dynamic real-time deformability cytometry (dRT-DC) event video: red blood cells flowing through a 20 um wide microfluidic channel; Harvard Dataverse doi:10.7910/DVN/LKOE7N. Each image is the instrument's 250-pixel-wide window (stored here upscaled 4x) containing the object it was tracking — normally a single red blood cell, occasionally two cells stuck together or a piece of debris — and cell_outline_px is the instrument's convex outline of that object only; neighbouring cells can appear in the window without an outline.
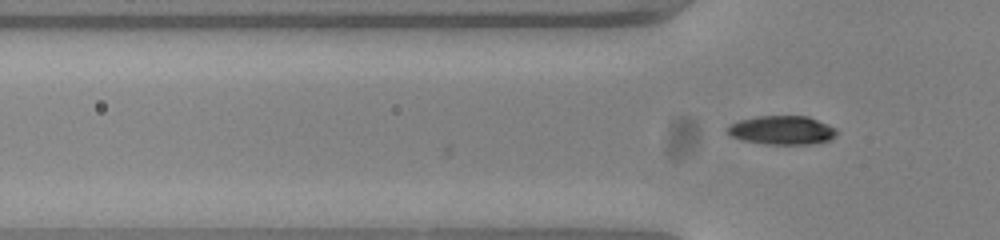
{"species": "common noctule bat (a hibernating species)", "species_latin": "Nyctalus noctula", "temperature_condition": "warm", "stored_images_in_passage": 2, "camera_frame_rate_fps": 3000, "um_per_image_px": 0.085, "animal": {"sex": "female", "body_mass_g": 23.0, "forearm_length_mm": 53.4}, "frame": {"image": 1, "passage_image": 2, "time_ms": 0.333, "image_size_px": [1000, 240], "cell_outline_px": [[836, 132], [828, 140], [812, 144], [768, 144], [744, 140], [732, 136], [724, 128], [740, 120], [756, 116], [808, 116], [828, 124], [836, 128]], "centroid_in_image_um": [66.46, 11.05], "position_along_channel_um": 59.3, "area_um2": 18.09}}